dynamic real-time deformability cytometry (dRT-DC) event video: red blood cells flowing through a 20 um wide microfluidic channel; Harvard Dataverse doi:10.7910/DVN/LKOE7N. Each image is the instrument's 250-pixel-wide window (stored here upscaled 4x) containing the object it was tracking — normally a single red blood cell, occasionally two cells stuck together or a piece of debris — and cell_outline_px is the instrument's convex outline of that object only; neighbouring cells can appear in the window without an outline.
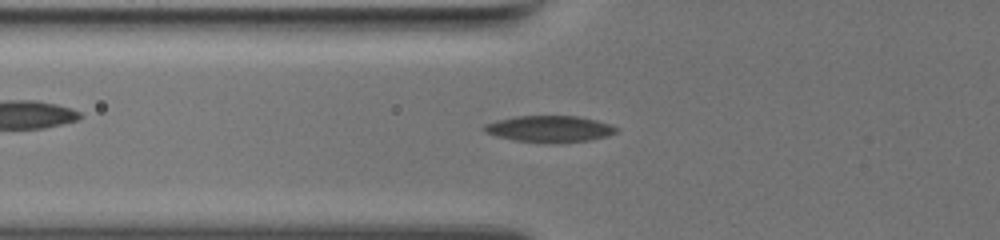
{"species": "common noctule bat (a hibernating species)", "species_latin": "Nyctalus noctula", "temperature_condition": "warm", "stored_images_in_passage": 51, "camera_frame_rate_fps": 3000, "um_per_image_px": 0.085, "animal": {"sex": "female", "body_mass_g": 19.5, "forearm_length_mm": 54.1}, "frame": {"image": 1, "passage_image": 13, "time_ms": 4.0, "image_size_px": [1000, 240], "cell_outline_px": [[620, 128], [616, 132], [608, 136], [588, 140], [552, 144], [516, 140], [496, 136], [484, 132], [480, 128], [484, 124], [496, 120], [516, 116], [576, 116], [596, 120], [612, 124]], "centroid_in_image_um": [46.7, 10.96], "position_along_channel_um": 79.1, "area_um2": 20.63}}
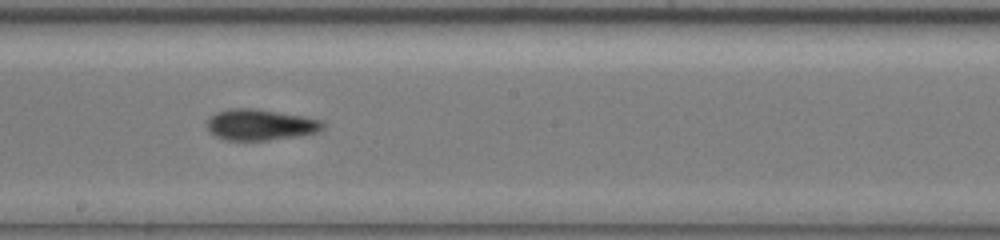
{"frame": {"image": 2, "passage_image": 26, "time_ms": 8.333, "image_size_px": [1000, 240], "cell_outline_px": [[324, 128], [316, 132], [296, 136], [268, 140], [224, 140], [216, 136], [208, 128], [208, 120], [216, 112], [228, 108], [256, 108], [304, 116], [324, 120]], "centroid_in_image_um": [22.15, 10.59], "position_along_channel_um": 226.0, "area_um2": 20.92}}
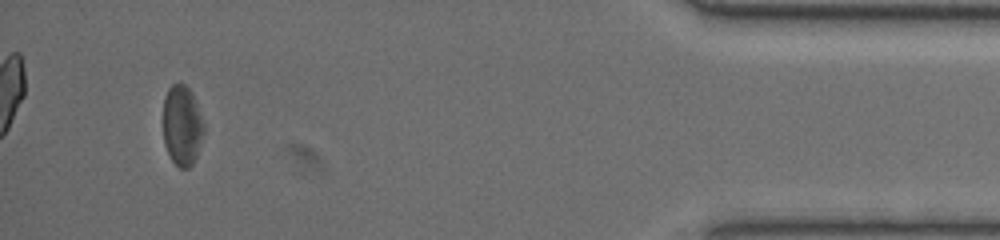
{"frame": {"image": 3, "passage_image": 48, "time_ms": 15.667, "image_size_px": [1000, 240], "cell_outline_px": [[204, 132], [196, 156], [192, 164], [188, 168], [180, 168], [172, 160], [164, 144], [164, 96], [168, 88], [172, 84], [184, 84], [192, 92], [204, 124]], "centroid_in_image_um": [15.48, 10.65], "position_along_channel_um": 419.7, "area_um2": 18.84}, "authors_computed_cell_mechanics": {"area_um2": 20.1144, "velocity_mm_per_s": 3.3976, "shape_relaxation_time_tau1_ms": 5.8854, "shape_relaxation_time_tau2_ms": 2.8184, "deformation_change_tau1": 0.1689, "deformation_change_tau2": 0.1067}}